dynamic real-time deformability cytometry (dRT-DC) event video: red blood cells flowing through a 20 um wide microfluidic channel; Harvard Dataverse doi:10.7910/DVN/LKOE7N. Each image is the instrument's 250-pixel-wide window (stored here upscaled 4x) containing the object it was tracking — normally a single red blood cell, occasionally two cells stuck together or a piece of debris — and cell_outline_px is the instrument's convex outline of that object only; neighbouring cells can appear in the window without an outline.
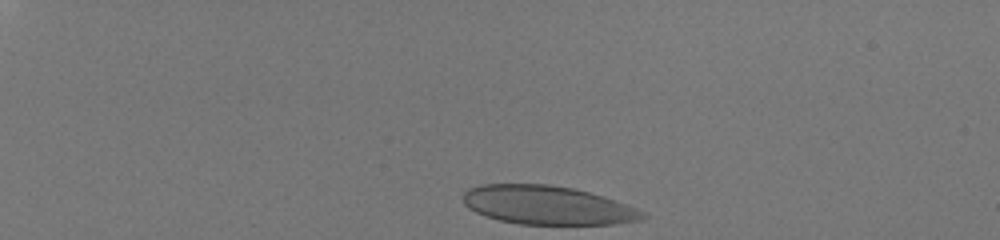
{"species": "human", "species_latin": "Homo sapiens", "temperature_condition": "room temperature", "stored_images_in_passage": 36, "camera_frame_rate_fps": 3000, "um_per_image_px": 0.085, "donor": {"sex": "male"}, "frame": {"image": 1, "passage_image": 1, "time_ms": 0.0, "image_size_px": [1000, 240], "cell_outline_px": [[648, 216], [640, 220], [612, 224], [520, 224], [500, 220], [484, 216], [468, 208], [464, 204], [464, 192], [468, 188], [480, 184], [548, 184], [572, 188], [588, 192], [624, 204], [644, 212]], "centroid_in_image_um": [46.47, 17.44], "position_along_channel_um": 38.5, "area_um2": 40.17}}
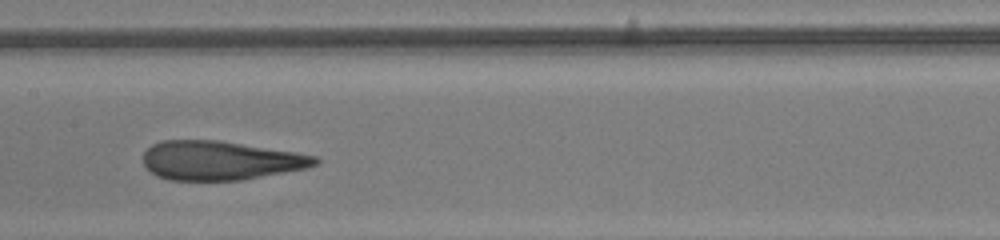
{"frame": {"image": 2, "passage_image": 20, "time_ms": 6.333, "image_size_px": [1000, 240], "cell_outline_px": [[320, 160], [316, 164], [304, 168], [244, 180], [172, 180], [156, 176], [144, 164], [144, 152], [152, 144], [160, 140], [220, 140], [296, 152], [316, 156]], "centroid_in_image_um": [18.71, 13.63], "position_along_channel_um": 188.7, "area_um2": 39.02}}
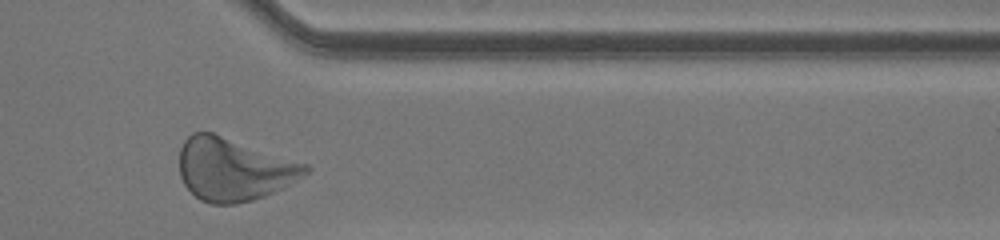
{"frame": {"image": 3, "passage_image": 35, "time_ms": 11.333, "image_size_px": [1000, 240], "cell_outline_px": [[312, 168], [308, 172], [280, 188], [264, 196], [252, 200], [236, 204], [212, 204], [200, 200], [184, 184], [180, 176], [180, 148], [184, 140], [192, 132], [212, 132], [308, 164]], "centroid_in_image_um": [19.84, 14.38], "position_along_channel_um": 391.6, "area_um2": 45.78}, "authors_computed_cell_mechanics": {"area_um2": 40.5756, "velocity_mm_per_s": 4.0758, "shape_relaxation_time_tau1_ms": 5.0363, "shape_relaxation_time_tau2_ms": 1.0447, "deformation_change_tau1": 0.1719, "deformation_change_tau2": 0.0833}}